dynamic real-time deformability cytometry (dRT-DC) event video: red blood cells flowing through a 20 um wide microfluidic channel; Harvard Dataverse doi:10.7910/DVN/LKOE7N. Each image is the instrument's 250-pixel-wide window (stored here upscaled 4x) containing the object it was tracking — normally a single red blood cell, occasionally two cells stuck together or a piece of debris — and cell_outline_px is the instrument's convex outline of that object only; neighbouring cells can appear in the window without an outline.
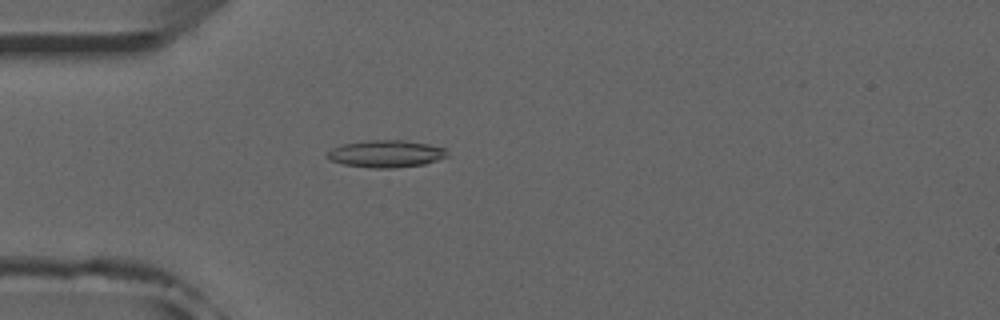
{"species": "common noctule bat (a hibernating species)", "species_latin": "Nyctalus noctula", "temperature_condition": "room temperature", "stored_images_in_passage": 52, "camera_frame_rate_fps": 3000, "um_per_image_px": 0.085, "animal": {"sex": "male", "forearm_length_mm": 52.5}, "frame": {"image": 1, "passage_image": 15, "time_ms": 4.667, "image_size_px": [1000, 320], "cell_outline_px": [[448, 156], [424, 164], [392, 168], [372, 168], [344, 164], [328, 160], [324, 156], [324, 152], [332, 148], [344, 144], [368, 140], [404, 140], [428, 144], [444, 148], [448, 152]], "centroid_in_image_um": [32.75, 13.07], "position_along_channel_um": 52.2, "area_um2": 19.07}}
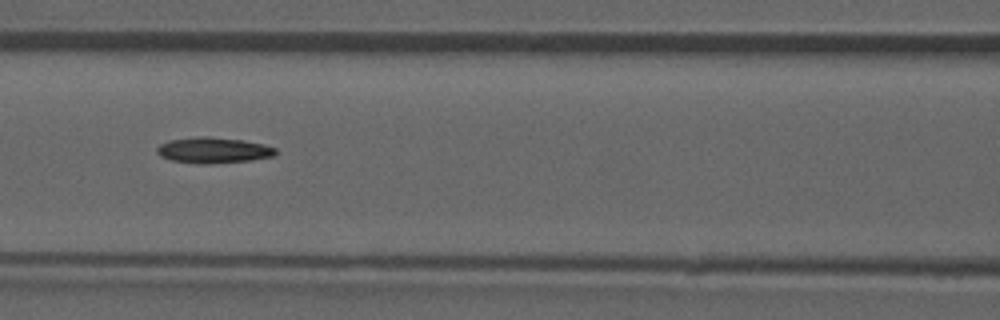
{"frame": {"image": 2, "passage_image": 23, "time_ms": 7.333, "image_size_px": [1000, 320], "cell_outline_px": [[276, 156], [248, 160], [208, 164], [200, 164], [172, 160], [160, 156], [156, 152], [156, 148], [160, 144], [168, 140], [196, 136], [204, 136], [244, 140], [264, 144], [276, 148]], "centroid_in_image_um": [18.12, 12.76], "position_along_channel_um": 148.5, "area_um2": 17.92}}
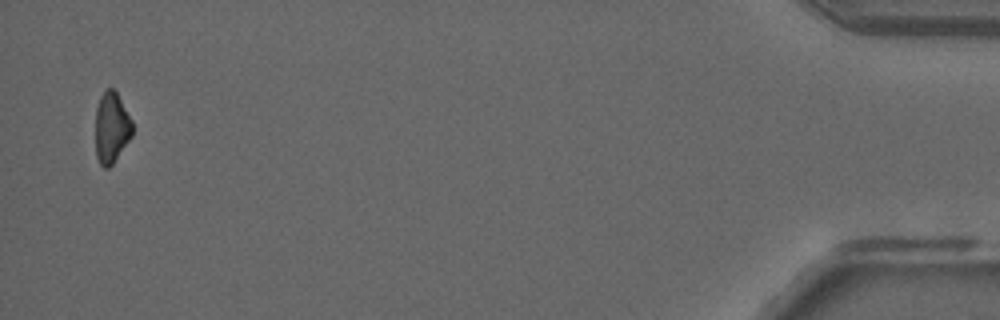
{"frame": {"image": 3, "passage_image": 51, "time_ms": 16.667, "image_size_px": [1000, 320], "cell_outline_px": [[132, 136], [112, 164], [108, 168], [104, 168], [100, 164], [96, 156], [96, 108], [100, 96], [108, 88], [112, 88], [116, 92], [132, 120]], "centroid_in_image_um": [9.47, 10.86], "position_along_channel_um": 425.7, "area_um2": 15.09}}